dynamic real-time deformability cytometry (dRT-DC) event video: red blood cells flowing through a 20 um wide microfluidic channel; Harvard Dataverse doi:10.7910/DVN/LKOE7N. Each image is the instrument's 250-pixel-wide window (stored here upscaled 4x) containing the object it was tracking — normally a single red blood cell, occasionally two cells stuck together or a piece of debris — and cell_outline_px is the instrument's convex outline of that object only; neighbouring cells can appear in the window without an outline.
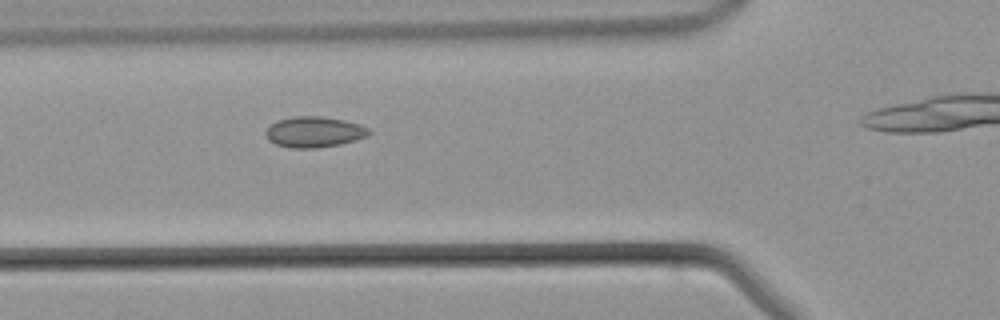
{"species": "common noctule bat (a hibernating species)", "species_latin": "Nyctalus noctula", "temperature_condition": "warm", "stored_images_in_passage": 21, "camera_frame_rate_fps": 3000, "um_per_image_px": 0.085, "animal": {"sex": "male", "body_mass_g": 21.5, "forearm_length_mm": 52.0}, "frame": {"image": 1, "passage_image": 12, "time_ms": 3.667, "image_size_px": [1000, 320], "cell_outline_px": [[372, 132], [368, 136], [356, 140], [340, 144], [316, 148], [292, 148], [276, 144], [268, 140], [264, 132], [276, 120], [292, 116], [324, 116], [344, 120], [360, 124], [368, 128]], "centroid_in_image_um": [26.71, 11.21], "position_along_channel_um": 99.1, "area_um2": 18.67}}
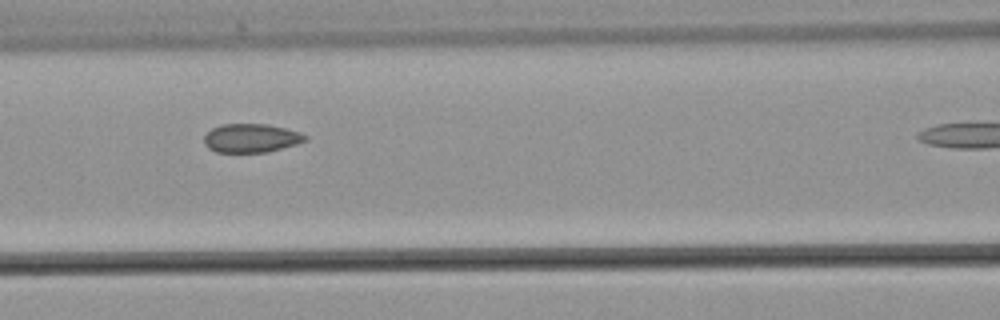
{"frame": {"image": 2, "passage_image": 15, "time_ms": 4.667, "image_size_px": [1000, 320], "cell_outline_px": [[308, 140], [296, 144], [268, 152], [216, 152], [208, 148], [204, 144], [204, 136], [212, 128], [220, 124], [268, 124], [300, 132], [308, 136]], "centroid_in_image_um": [21.35, 11.74], "position_along_channel_um": 145.3, "area_um2": 16.99}}